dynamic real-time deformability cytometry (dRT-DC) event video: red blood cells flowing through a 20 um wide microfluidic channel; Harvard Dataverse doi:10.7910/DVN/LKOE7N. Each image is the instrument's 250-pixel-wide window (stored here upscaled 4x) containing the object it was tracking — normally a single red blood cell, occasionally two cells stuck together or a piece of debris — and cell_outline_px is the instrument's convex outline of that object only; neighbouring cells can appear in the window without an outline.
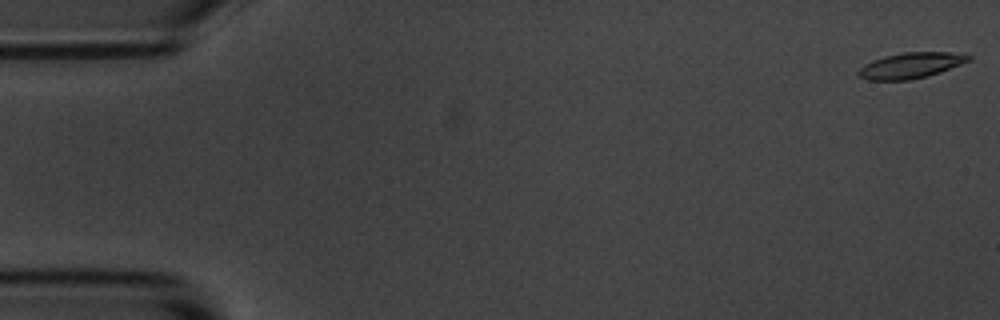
{"species": "common noctule bat (a hibernating species)", "species_latin": "Nyctalus noctula", "temperature_condition": "room temperature", "stored_images_in_passage": 6, "camera_frame_rate_fps": 3000, "um_per_image_px": 0.085, "animal": {"sex": "male", "body_mass_g": 20.1, "forearm_length_mm": 53.5}, "frame": {"image": 1, "passage_image": 1, "time_ms": 0.0, "image_size_px": [1000, 320], "cell_outline_px": [[972, 60], [940, 72], [928, 76], [908, 80], [868, 80], [860, 76], [856, 72], [864, 64], [872, 60], [884, 56], [904, 52], [964, 52], [972, 56]], "centroid_in_image_um": [77.47, 5.55], "position_along_channel_um": 7.5, "area_um2": 16.7}}
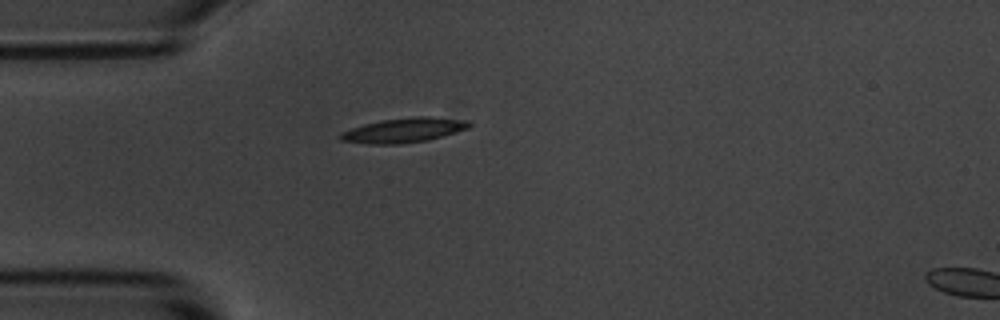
{"frame": {"image": 2, "passage_image": 5, "time_ms": 4.667, "image_size_px": [1000, 320], "cell_outline_px": [[472, 124], [468, 128], [428, 140], [400, 144], [368, 144], [340, 140], [340, 132], [364, 124], [380, 120], [420, 116], [432, 116], [468, 120]], "centroid_in_image_um": [34.33, 11.06], "position_along_channel_um": 50.7, "area_um2": 18.44}}